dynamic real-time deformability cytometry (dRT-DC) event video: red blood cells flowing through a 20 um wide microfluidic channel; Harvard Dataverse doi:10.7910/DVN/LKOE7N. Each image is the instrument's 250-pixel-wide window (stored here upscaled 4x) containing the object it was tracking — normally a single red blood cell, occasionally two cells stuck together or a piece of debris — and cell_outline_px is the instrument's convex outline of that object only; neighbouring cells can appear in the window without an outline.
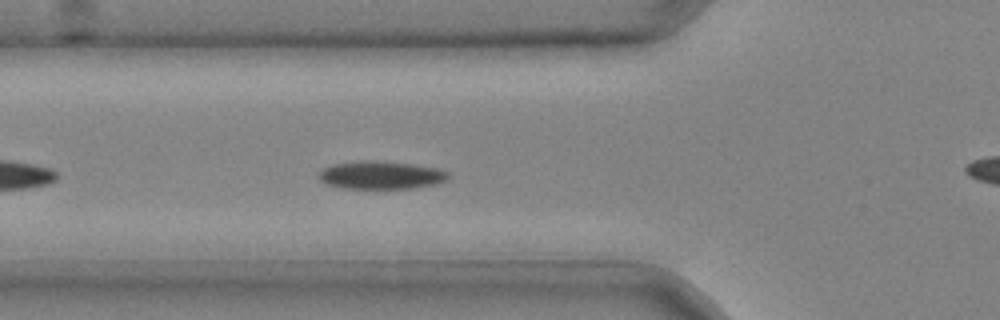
{"species": "common noctule bat (a hibernating species)", "species_latin": "Nyctalus noctula", "temperature_condition": "cold", "stored_images_in_passage": 28, "camera_frame_rate_fps": 3000, "um_per_image_px": 0.085, "animal": {"sex": "male", "body_mass_g": 20.4}, "frame": {"image": 1, "passage_image": 5, "time_ms": 1.333, "image_size_px": [1000, 320], "cell_outline_px": [[448, 180], [436, 184], [412, 188], [344, 188], [328, 184], [320, 180], [320, 172], [324, 168], [332, 164], [360, 160], [372, 160], [412, 164], [440, 168], [448, 172]], "centroid_in_image_um": [32.42, 14.87], "position_along_channel_um": 93.4, "area_um2": 21.04}}
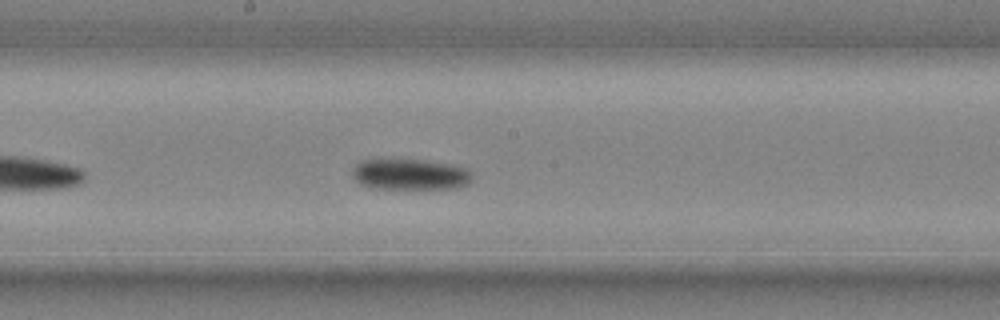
{"frame": {"image": 2, "passage_image": 13, "time_ms": 4.0, "image_size_px": [1000, 320], "cell_outline_px": [[472, 180], [468, 184], [456, 188], [372, 188], [360, 184], [352, 176], [352, 168], [360, 160], [428, 160], [452, 164], [468, 168], [472, 176]], "centroid_in_image_um": [34.88, 14.82], "position_along_channel_um": 213.3, "area_um2": 21.68}}
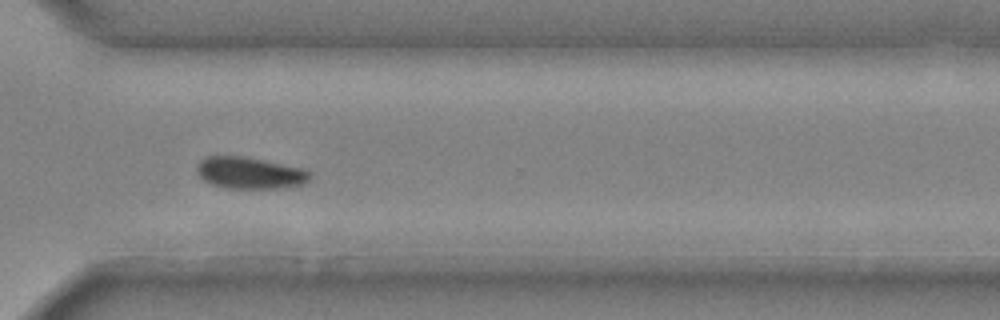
{"frame": {"image": 3, "passage_image": 22, "time_ms": 7.0, "image_size_px": [1000, 320], "cell_outline_px": [[312, 176], [304, 184], [280, 188], [224, 188], [212, 184], [204, 180], [200, 176], [196, 168], [196, 164], [204, 156], [248, 156], [304, 168], [312, 172]], "centroid_in_image_um": [21.26, 14.68], "position_along_channel_um": 349.3, "area_um2": 21.27}}